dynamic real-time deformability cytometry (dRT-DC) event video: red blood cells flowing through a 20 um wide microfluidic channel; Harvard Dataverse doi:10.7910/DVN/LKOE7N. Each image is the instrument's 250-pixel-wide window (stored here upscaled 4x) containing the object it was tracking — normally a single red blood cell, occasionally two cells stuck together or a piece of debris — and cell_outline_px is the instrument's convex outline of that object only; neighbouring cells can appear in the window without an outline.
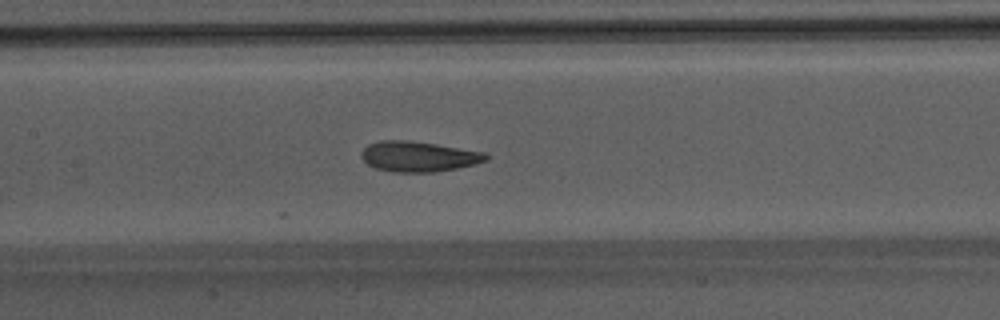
{"species": "Egyptian fruit bat (a non-hibernating species)", "species_latin": "Rousettus aegyptiacus", "temperature_condition": "warm", "stored_images_in_passage": 51, "camera_frame_rate_fps": 3000, "um_per_image_px": 0.085, "animal": {"sex": "male"}, "frame": {"image": 1, "passage_image": 27, "time_ms": 8.667, "image_size_px": [1000, 320], "cell_outline_px": [[488, 160], [476, 164], [436, 172], [392, 172], [376, 168], [368, 164], [360, 156], [360, 152], [368, 144], [380, 140], [408, 140], [436, 144], [484, 152], [488, 156]], "centroid_in_image_um": [35.56, 13.3], "position_along_channel_um": 171.8, "area_um2": 22.08}}
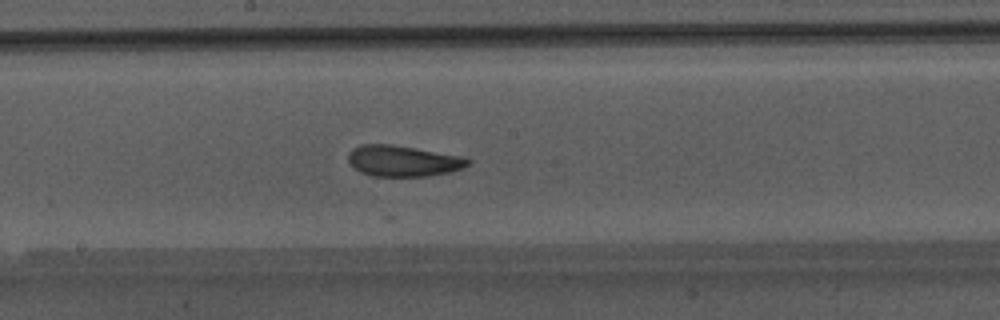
{"frame": {"image": 2, "passage_image": 30, "time_ms": 9.667, "image_size_px": [1000, 320], "cell_outline_px": [[472, 160], [464, 168], [452, 172], [428, 176], [372, 176], [360, 172], [348, 160], [348, 152], [352, 148], [360, 144], [392, 144], [464, 156]], "centroid_in_image_um": [34.29, 13.67], "position_along_channel_um": 213.9, "area_um2": 21.85}}
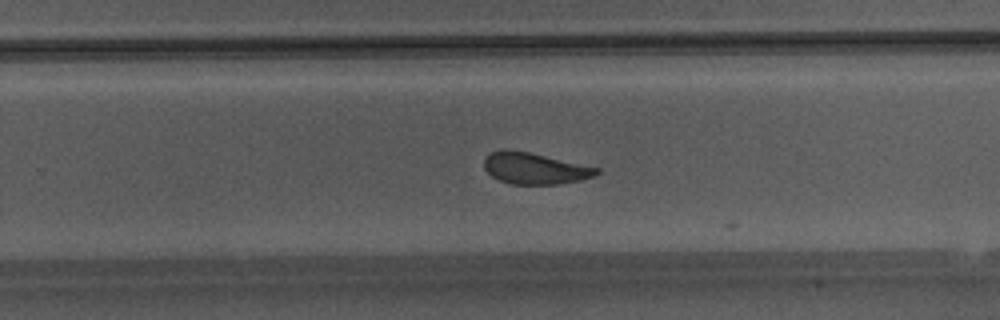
{"frame": {"image": 3, "passage_image": 35, "time_ms": 11.333, "image_size_px": [1000, 320], "cell_outline_px": [[600, 172], [592, 176], [580, 180], [556, 184], [512, 184], [500, 180], [492, 176], [484, 168], [484, 160], [492, 152], [504, 148], [528, 152], [600, 168]], "centroid_in_image_um": [45.44, 14.31], "position_along_channel_um": 284.4, "area_um2": 20.29}, "authors_computed_cell_mechanics": {"area_um2": 22.5998, "velocity_mm_per_s": 4.2363, "shape_relaxation_time_tau1_ms": 8.6898, "shape_relaxation_time_tau2_ms": 1.3584, "deformation_change_tau1": 0.2083, "deformation_change_tau2": 0.0742}}